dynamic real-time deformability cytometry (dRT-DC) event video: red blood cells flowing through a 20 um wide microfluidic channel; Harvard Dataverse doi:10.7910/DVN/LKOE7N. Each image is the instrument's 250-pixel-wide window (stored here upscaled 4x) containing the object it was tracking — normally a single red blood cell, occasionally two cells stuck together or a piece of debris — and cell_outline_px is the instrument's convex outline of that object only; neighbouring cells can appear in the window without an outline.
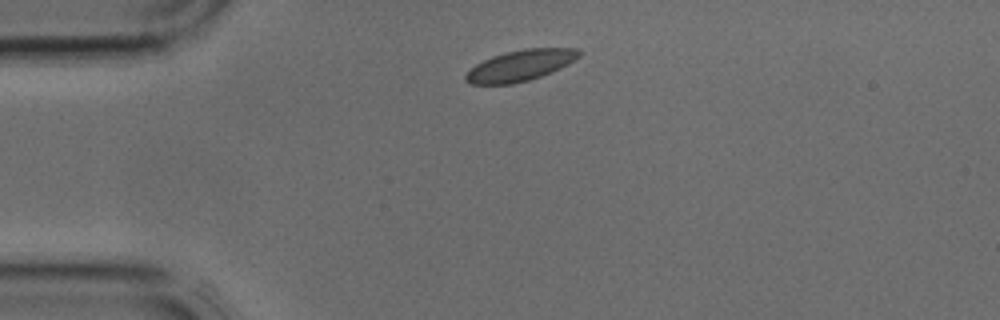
{"species": "common noctule bat (a hibernating species)", "species_latin": "Nyctalus noctula", "temperature_condition": "cold", "stored_images_in_passage": 2, "camera_frame_rate_fps": 3000, "um_per_image_px": 0.085, "animal": {"sex": "male", "body_mass_g": 17.9, "forearm_length_mm": 54.2}, "frame": {"image": 1, "passage_image": 1, "time_ms": 0.0, "image_size_px": [1000, 320], "cell_outline_px": [[584, 52], [580, 56], [568, 64], [552, 72], [528, 80], [512, 84], [472, 84], [464, 80], [464, 76], [476, 64], [492, 56], [524, 48], [580, 48]], "centroid_in_image_um": [44.27, 5.55], "position_along_channel_um": 40.7, "area_um2": 20.4}}
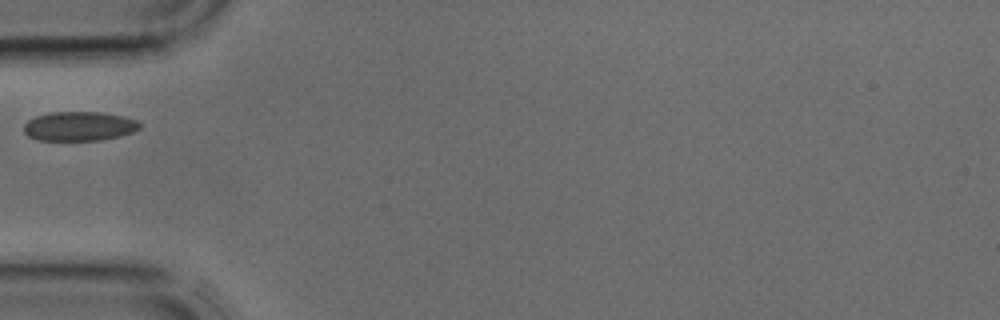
{"frame": {"image": 2, "passage_image": 2, "time_ms": 0.333, "image_size_px": [1000, 320], "cell_outline_px": [[140, 128], [132, 132], [120, 136], [100, 140], [36, 140], [28, 136], [24, 132], [24, 124], [28, 120], [36, 116], [48, 112], [100, 112], [124, 116], [136, 120], [140, 124]], "centroid_in_image_um": [6.71, 10.72], "position_along_channel_um": 78.3, "area_um2": 19.83}}